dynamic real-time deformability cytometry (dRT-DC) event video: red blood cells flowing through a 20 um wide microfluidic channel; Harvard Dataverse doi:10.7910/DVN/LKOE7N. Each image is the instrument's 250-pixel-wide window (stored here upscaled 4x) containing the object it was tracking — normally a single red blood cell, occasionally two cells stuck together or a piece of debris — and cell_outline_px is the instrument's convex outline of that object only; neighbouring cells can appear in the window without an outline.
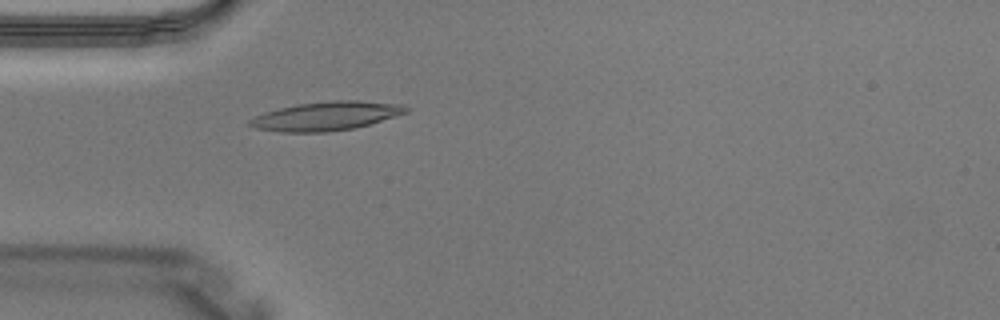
{"species": "Egyptian fruit bat (a non-hibernating species)", "species_latin": "Rousettus aegyptiacus", "temperature_condition": "warm", "stored_images_in_passage": 4, "camera_frame_rate_fps": 3000, "um_per_image_px": 0.085, "animal": {"sex": "male"}, "frame": {"image": 1, "passage_image": 4, "time_ms": 1.0, "image_size_px": [1000, 320], "cell_outline_px": [[408, 112], [368, 124], [352, 128], [328, 132], [280, 132], [256, 128], [248, 124], [248, 120], [264, 112], [296, 104], [332, 100], [360, 100], [404, 104], [408, 108]], "centroid_in_image_um": [27.72, 9.85], "position_along_channel_um": 57.3, "area_um2": 26.18}}